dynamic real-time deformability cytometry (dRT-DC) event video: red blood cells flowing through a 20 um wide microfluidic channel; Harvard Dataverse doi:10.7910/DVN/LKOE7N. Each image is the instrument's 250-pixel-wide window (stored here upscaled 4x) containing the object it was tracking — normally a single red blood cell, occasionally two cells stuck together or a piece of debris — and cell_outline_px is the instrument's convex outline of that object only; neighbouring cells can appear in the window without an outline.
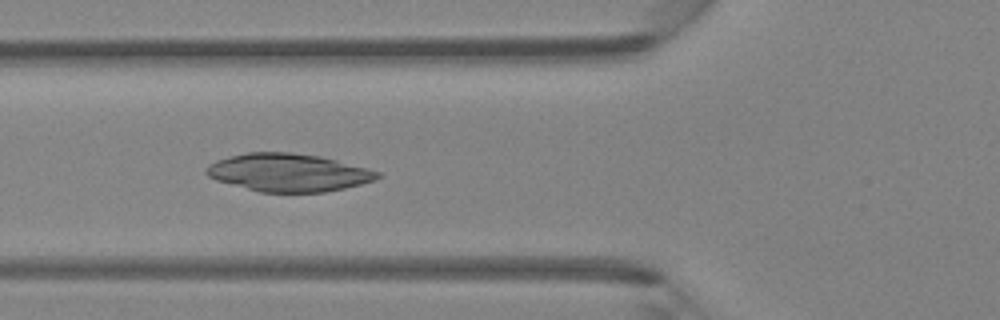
{"species": "Egyptian fruit bat (a non-hibernating species)", "species_latin": "Rousettus aegyptiacus", "temperature_condition": "room temperature", "stored_images_in_passage": 5, "camera_frame_rate_fps": 3000, "um_per_image_px": 0.085, "animal": {"sex": "female"}, "frame": {"image": 1, "passage_image": 4, "time_ms": 3.333, "image_size_px": [1000, 320], "cell_outline_px": [[380, 176], [376, 180], [344, 188], [324, 192], [260, 192], [216, 180], [208, 176], [204, 172], [208, 164], [216, 160], [248, 152], [292, 152], [320, 156], [368, 168], [380, 172]], "centroid_in_image_um": [24.51, 14.66], "position_along_channel_um": 101.3, "area_um2": 37.69}}
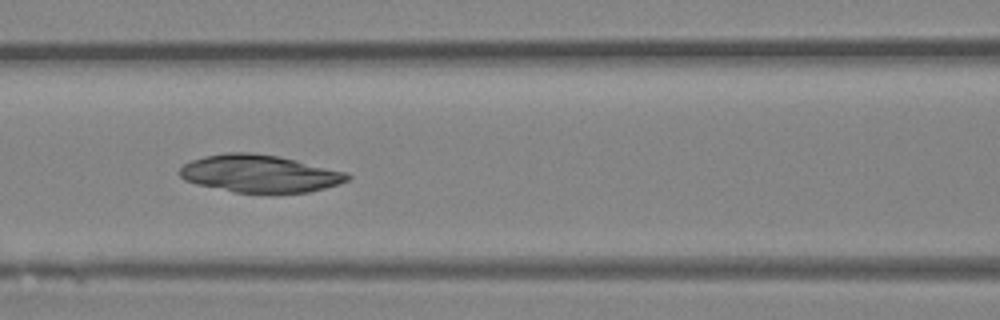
{"frame": {"image": 2, "passage_image": 5, "time_ms": 4.333, "image_size_px": [1000, 320], "cell_outline_px": [[352, 176], [348, 180], [340, 184], [308, 192], [232, 192], [196, 184], [184, 180], [180, 176], [180, 168], [184, 164], [192, 160], [204, 156], [224, 152], [252, 152], [280, 156], [348, 172]], "centroid_in_image_um": [22.08, 14.74], "position_along_channel_um": 144.5, "area_um2": 36.76}}